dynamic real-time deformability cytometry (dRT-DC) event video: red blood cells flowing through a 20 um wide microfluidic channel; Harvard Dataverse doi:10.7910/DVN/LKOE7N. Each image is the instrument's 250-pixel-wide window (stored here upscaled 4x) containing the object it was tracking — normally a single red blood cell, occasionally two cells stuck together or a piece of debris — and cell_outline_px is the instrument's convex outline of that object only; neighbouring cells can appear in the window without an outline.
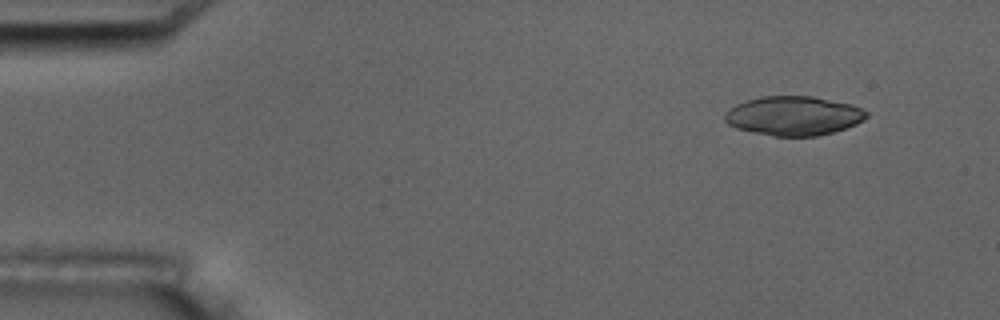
{"species": "common noctule bat (a hibernating species)", "species_latin": "Nyctalus noctula", "temperature_condition": "room temperature", "stored_images_in_passage": 4, "camera_frame_rate_fps": 3000, "um_per_image_px": 0.085, "animal": {"sex": "male", "body_mass_g": 17.5, "forearm_length_mm": 52.3}, "frame": {"image": 1, "passage_image": 1, "time_ms": 0.0, "image_size_px": [1000, 320], "cell_outline_px": [[868, 116], [864, 120], [856, 124], [832, 132], [816, 136], [772, 136], [752, 132], [736, 128], [728, 124], [724, 120], [724, 116], [736, 104], [760, 96], [812, 96], [852, 104], [868, 112]], "centroid_in_image_um": [67.47, 9.84], "position_along_channel_um": 17.5, "area_um2": 32.25}}